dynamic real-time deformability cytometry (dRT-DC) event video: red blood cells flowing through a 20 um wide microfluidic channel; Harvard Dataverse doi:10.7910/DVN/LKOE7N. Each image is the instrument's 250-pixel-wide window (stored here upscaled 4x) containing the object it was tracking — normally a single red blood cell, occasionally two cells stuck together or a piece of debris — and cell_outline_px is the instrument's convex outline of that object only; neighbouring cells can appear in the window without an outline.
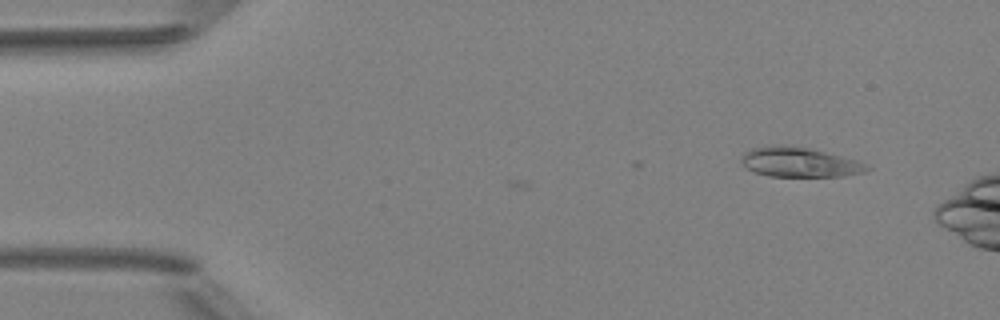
{"species": "Egyptian fruit bat (a non-hibernating species)", "species_latin": "Rousettus aegyptiacus", "temperature_condition": "room temperature", "stored_images_in_passage": 2, "camera_frame_rate_fps": 3000, "um_per_image_px": 0.085, "animal": {"sex": "female"}, "frame": {"image": 1, "passage_image": 2, "time_ms": 1.333, "image_size_px": [1000, 320], "cell_outline_px": [[872, 168], [864, 172], [844, 176], [768, 176], [752, 172], [744, 168], [740, 164], [740, 156], [744, 152], [752, 148], [768, 144], [776, 144], [808, 148], [856, 160]], "centroid_in_image_um": [67.83, 13.79], "position_along_channel_um": 17.2, "area_um2": 21.91}}